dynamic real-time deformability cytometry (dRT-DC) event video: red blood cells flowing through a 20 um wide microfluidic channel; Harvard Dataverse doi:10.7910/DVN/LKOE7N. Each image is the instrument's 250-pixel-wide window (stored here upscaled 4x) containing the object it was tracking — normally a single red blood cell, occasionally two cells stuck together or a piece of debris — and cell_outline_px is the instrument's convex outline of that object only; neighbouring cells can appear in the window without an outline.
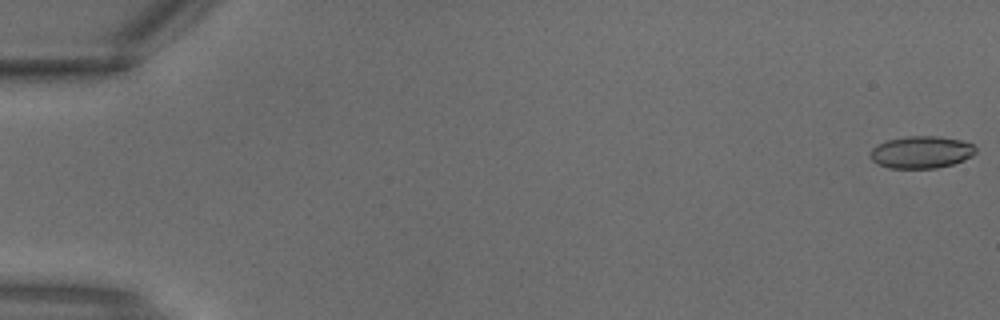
{"species": "common noctule bat (a hibernating species)", "species_latin": "Nyctalus noctula", "temperature_condition": "warm", "stored_images_in_passage": 3, "segment_of_instrument_passage": [2, 2], "camera_frame_rate_fps": 3000, "um_per_image_px": 0.085, "animal": {"sex": "male", "body_mass_g": 18.8}, "frame": {"image": 1, "passage_image": 3, "time_ms": 0.667, "image_size_px": [1000, 320], "cell_outline_px": [[976, 152], [972, 156], [964, 160], [952, 164], [936, 168], [888, 168], [876, 164], [872, 160], [872, 148], [888, 140], [908, 136], [940, 136], [960, 140], [972, 144], [976, 148]], "centroid_in_image_um": [78.33, 12.94], "position_along_channel_um": 6.7, "area_um2": 19.65}}